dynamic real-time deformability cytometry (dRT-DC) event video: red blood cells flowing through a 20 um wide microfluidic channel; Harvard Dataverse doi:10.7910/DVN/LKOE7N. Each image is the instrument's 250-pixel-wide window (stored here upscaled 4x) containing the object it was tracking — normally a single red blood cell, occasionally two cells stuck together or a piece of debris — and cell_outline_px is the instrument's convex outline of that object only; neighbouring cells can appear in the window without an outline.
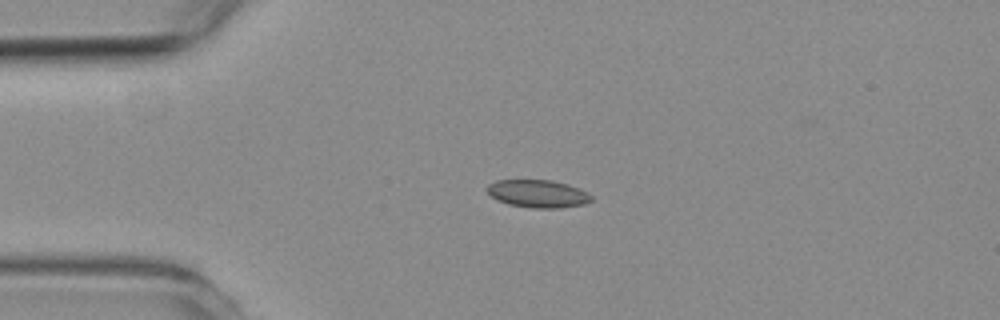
{"species": "common noctule bat (a hibernating species)", "species_latin": "Nyctalus noctula", "temperature_condition": "room temperature", "stored_images_in_passage": 42, "camera_frame_rate_fps": 3000, "um_per_image_px": 0.085, "animal": {"sex": "female", "body_mass_g": 19.3, "forearm_length_mm": 54.1}, "frame": {"image": 1, "passage_image": 1, "time_ms": 0.0, "image_size_px": [1000, 320], "cell_outline_px": [[592, 200], [584, 204], [560, 208], [532, 208], [508, 204], [496, 200], [484, 188], [488, 184], [496, 180], [552, 180], [568, 184], [580, 188], [588, 192], [592, 196]], "centroid_in_image_um": [45.72, 16.46], "position_along_channel_um": 39.3, "area_um2": 17.05}}
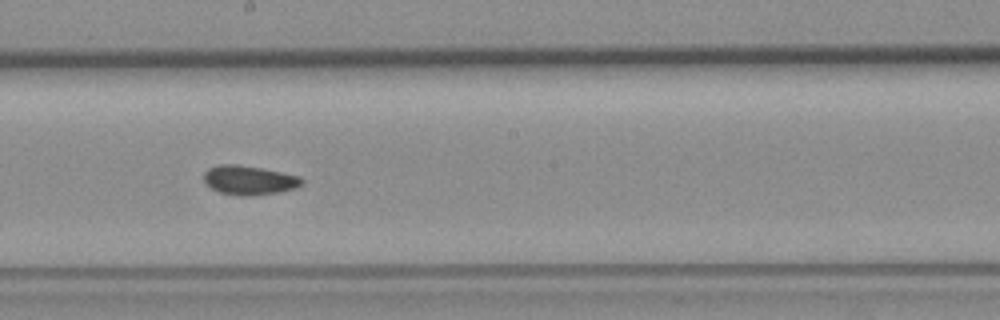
{"frame": {"image": 2, "passage_image": 18, "time_ms": 5.667, "image_size_px": [1000, 320], "cell_outline_px": [[304, 184], [296, 188], [280, 192], [248, 196], [240, 196], [220, 192], [212, 188], [204, 180], [204, 172], [208, 168], [220, 164], [236, 164], [260, 168], [300, 176], [304, 180]], "centroid_in_image_um": [21.2, 15.31], "position_along_channel_um": 227.0, "area_um2": 16.65}}
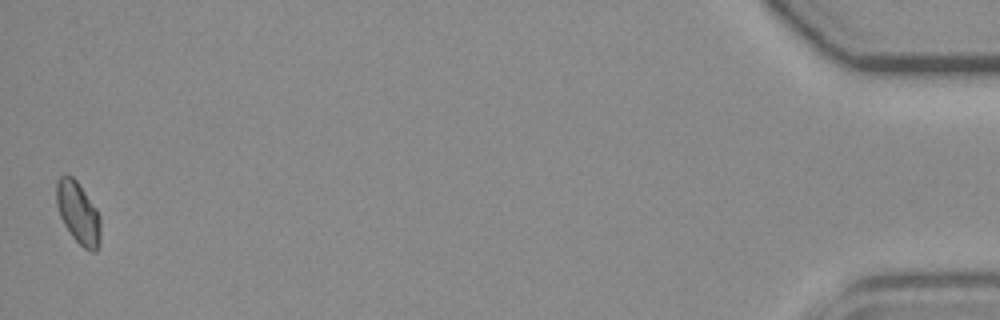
{"frame": {"image": 3, "passage_image": 42, "time_ms": 13.667, "image_size_px": [1000, 320], "cell_outline_px": [[100, 244], [96, 252], [92, 252], [84, 248], [72, 236], [64, 224], [60, 216], [56, 204], [56, 180], [64, 172], [72, 176], [76, 180], [96, 208], [100, 216]], "centroid_in_image_um": [6.63, 18.07], "position_along_channel_um": 428.6, "area_um2": 16.07}, "authors_computed_cell_mechanics": {"area_um2": 16.1551, "velocity_mm_per_s": 3.7899, "shape_relaxation_time_tau1_ms": null, "shape_relaxation_time_tau2_ms": 4.2015, "deformation_change_tau1": null, "deformation_change_tau2": 0.07}}